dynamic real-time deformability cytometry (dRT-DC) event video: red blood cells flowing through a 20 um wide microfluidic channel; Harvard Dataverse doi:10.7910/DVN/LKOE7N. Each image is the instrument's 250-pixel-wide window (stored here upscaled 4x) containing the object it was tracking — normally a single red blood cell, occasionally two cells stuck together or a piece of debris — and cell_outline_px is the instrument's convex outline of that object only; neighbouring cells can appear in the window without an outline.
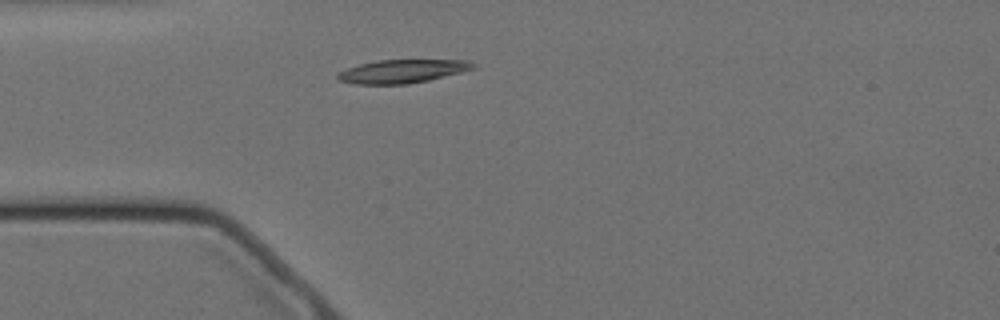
{"species": "Egyptian fruit bat (a non-hibernating species)", "species_latin": "Rousettus aegyptiacus", "temperature_condition": "cold", "stored_images_in_passage": 1, "camera_frame_rate_fps": 3000, "um_per_image_px": 0.085, "animal": {"sex": "female"}, "frame": {"image": 1, "passage_image": 1, "time_ms": 0.0, "image_size_px": [1000, 320], "cell_outline_px": [[476, 68], [428, 80], [408, 84], [356, 84], [336, 80], [336, 76], [340, 72], [348, 68], [360, 64], [376, 60], [472, 60], [476, 64]], "centroid_in_image_um": [34.21, 6.05], "position_along_channel_um": 50.8, "area_um2": 18.44}}